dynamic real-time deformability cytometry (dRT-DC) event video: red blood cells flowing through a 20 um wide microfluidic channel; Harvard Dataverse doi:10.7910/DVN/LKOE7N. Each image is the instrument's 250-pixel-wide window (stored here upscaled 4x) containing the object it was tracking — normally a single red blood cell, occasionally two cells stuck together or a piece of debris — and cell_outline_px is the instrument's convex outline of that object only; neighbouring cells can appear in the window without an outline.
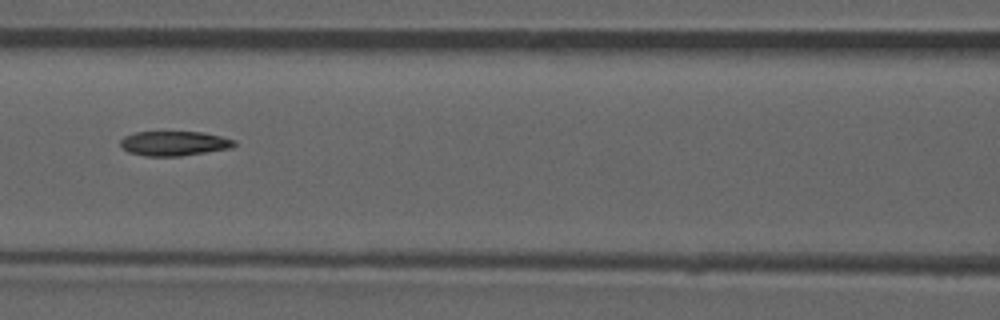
{"species": "common noctule bat (a hibernating species)", "species_latin": "Nyctalus noctula", "temperature_condition": "room temperature", "stored_images_in_passage": 52, "camera_frame_rate_fps": 3000, "um_per_image_px": 0.085, "animal": {"sex": "male", "forearm_length_mm": 52.5}, "frame": {"image": 1, "passage_image": 23, "time_ms": 7.333, "image_size_px": [1000, 320], "cell_outline_px": [[236, 144], [232, 148], [180, 156], [148, 156], [128, 152], [120, 144], [120, 140], [124, 136], [136, 132], [204, 132], [236, 140]], "centroid_in_image_um": [14.82, 12.18], "position_along_channel_um": 151.8, "area_um2": 16.3}, "authors_computed_cell_mechanics": {"area_um2": 16.9354, "velocity_mm_per_s": 3.9551, "shape_relaxation_time_tau1_ms": null, "shape_relaxation_time_tau2_ms": 7.9015, "deformation_change_tau1": null, "deformation_change_tau2": 0.1738}}